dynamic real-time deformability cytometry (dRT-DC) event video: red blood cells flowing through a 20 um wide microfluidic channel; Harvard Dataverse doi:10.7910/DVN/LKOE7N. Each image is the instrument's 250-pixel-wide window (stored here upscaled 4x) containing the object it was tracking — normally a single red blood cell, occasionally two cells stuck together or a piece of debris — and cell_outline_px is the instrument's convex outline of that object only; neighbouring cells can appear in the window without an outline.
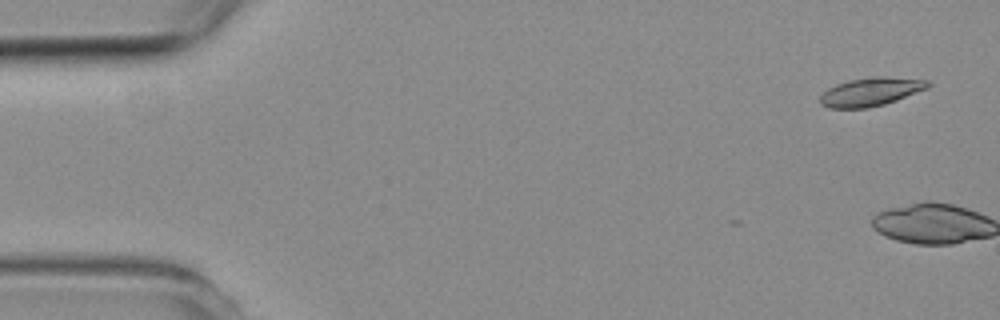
{"species": "common noctule bat (a hibernating species)", "species_latin": "Nyctalus noctula", "temperature_condition": "room temperature", "stored_images_in_passage": 3, "camera_frame_rate_fps": 3000, "um_per_image_px": 0.085, "animal": {"sex": "female", "body_mass_g": 19.3, "forearm_length_mm": 54.1}, "frame": {"image": 1, "passage_image": 1, "time_ms": 0.0, "image_size_px": [1000, 320], "cell_outline_px": [[932, 84], [928, 88], [896, 100], [884, 104], [868, 108], [828, 108], [820, 104], [820, 96], [828, 88], [836, 84], [848, 80], [868, 76], [872, 76], [928, 80]], "centroid_in_image_um": [73.99, 7.8], "position_along_channel_um": 11.0, "area_um2": 17.86}}